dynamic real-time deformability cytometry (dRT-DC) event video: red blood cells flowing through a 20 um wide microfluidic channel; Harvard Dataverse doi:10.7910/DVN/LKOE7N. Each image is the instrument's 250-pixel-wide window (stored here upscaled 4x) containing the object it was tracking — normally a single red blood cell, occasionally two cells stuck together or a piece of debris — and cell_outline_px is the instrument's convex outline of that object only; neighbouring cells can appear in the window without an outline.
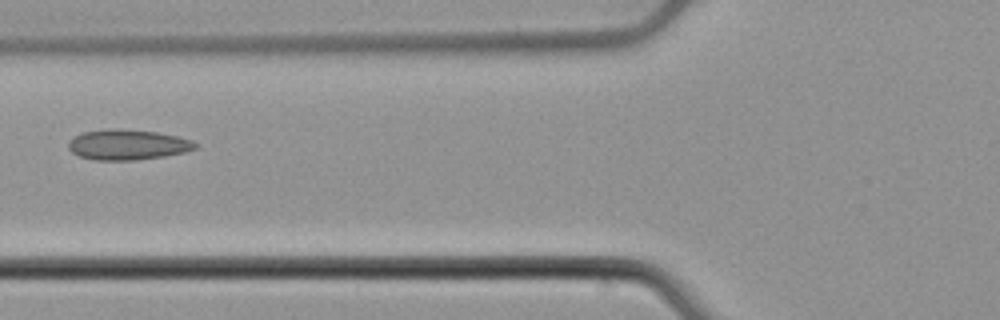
{"species": "common noctule bat (a hibernating species)", "species_latin": "Nyctalus noctula", "temperature_condition": "cold", "stored_images_in_passage": 6, "camera_frame_rate_fps": 3000, "um_per_image_px": 0.085, "animal": {"sex": "male", "body_mass_g": 21.5, "forearm_length_mm": 52.0}, "frame": {"image": 1, "passage_image": 6, "time_ms": 1.667, "image_size_px": [1000, 320], "cell_outline_px": [[200, 144], [196, 148], [184, 152], [164, 156], [136, 160], [92, 160], [80, 156], [72, 152], [68, 148], [68, 140], [84, 132], [108, 128], [112, 128], [156, 132], [176, 136], [192, 140]], "centroid_in_image_um": [10.84, 12.3], "position_along_channel_um": 115.0, "area_um2": 22.43}}